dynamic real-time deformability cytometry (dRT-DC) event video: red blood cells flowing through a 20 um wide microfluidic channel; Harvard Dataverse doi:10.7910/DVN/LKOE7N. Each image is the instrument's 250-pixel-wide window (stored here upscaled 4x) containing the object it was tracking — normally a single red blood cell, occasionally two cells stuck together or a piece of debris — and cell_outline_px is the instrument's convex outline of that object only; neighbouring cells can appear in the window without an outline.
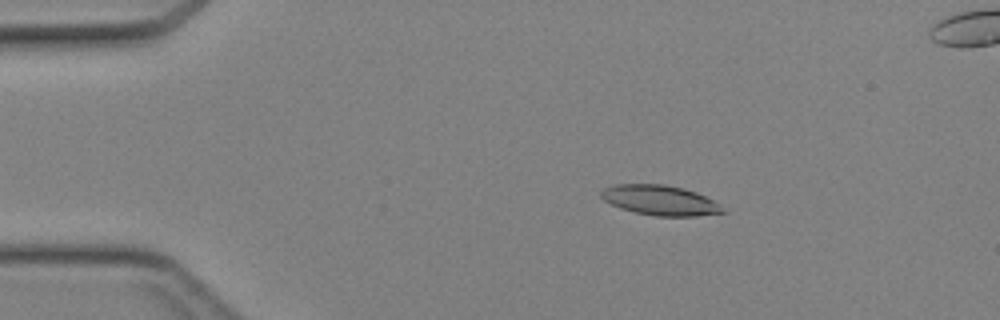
{"species": "Egyptian fruit bat (a non-hibernating species)", "species_latin": "Rousettus aegyptiacus", "temperature_condition": "cold", "stored_images_in_passage": 46, "camera_frame_rate_fps": 3000, "um_per_image_px": 0.085, "animal": {"sex": "female"}, "frame": {"image": 1, "passage_image": 9, "time_ms": 2.667, "image_size_px": [1000, 320], "cell_outline_px": [[728, 212], [696, 216], [656, 216], [636, 212], [620, 208], [604, 200], [600, 196], [600, 192], [604, 188], [612, 184], [664, 184], [684, 188], [696, 192], [720, 204]], "centroid_in_image_um": [56.11, 17.02], "position_along_channel_um": 28.9, "area_um2": 21.33}}
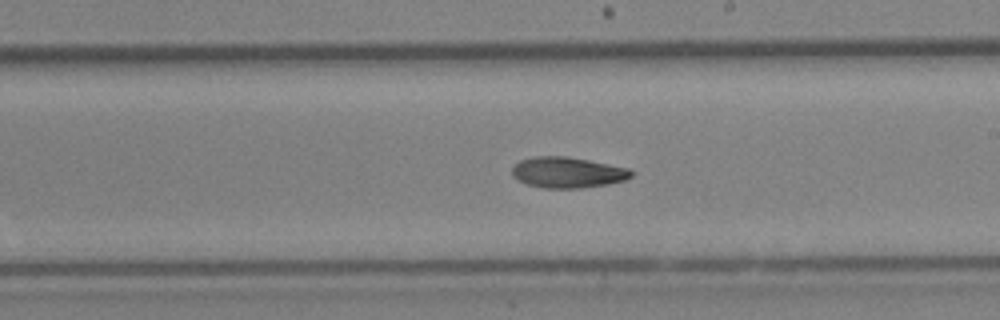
{"frame": {"image": 2, "passage_image": 27, "time_ms": 8.667, "image_size_px": [1000, 320], "cell_outline_px": [[636, 172], [632, 176], [624, 180], [608, 184], [580, 188], [540, 188], [516, 180], [512, 176], [512, 168], [520, 160], [536, 156], [568, 156], [632, 168]], "centroid_in_image_um": [48.28, 14.65], "position_along_channel_um": 240.7, "area_um2": 21.73}}
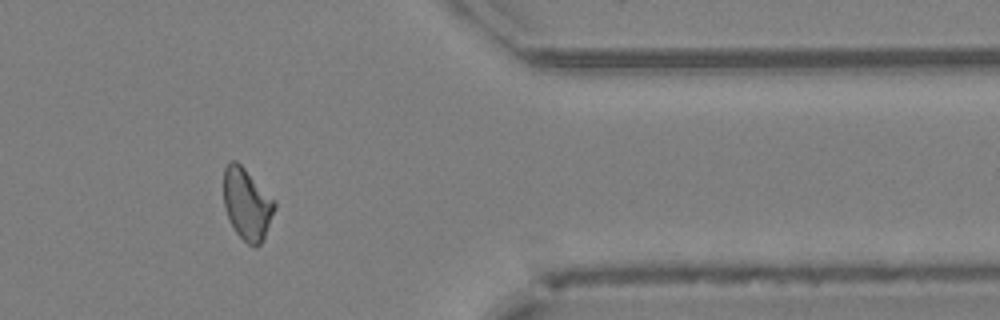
{"frame": {"image": 3, "passage_image": 38, "time_ms": 12.333, "image_size_px": [1000, 320], "cell_outline_px": [[276, 208], [264, 240], [256, 248], [248, 244], [236, 232], [224, 208], [224, 168], [228, 160], [236, 160], [276, 200]], "centroid_in_image_um": [21.02, 17.34], "position_along_channel_um": 390.4, "area_um2": 21.44}}